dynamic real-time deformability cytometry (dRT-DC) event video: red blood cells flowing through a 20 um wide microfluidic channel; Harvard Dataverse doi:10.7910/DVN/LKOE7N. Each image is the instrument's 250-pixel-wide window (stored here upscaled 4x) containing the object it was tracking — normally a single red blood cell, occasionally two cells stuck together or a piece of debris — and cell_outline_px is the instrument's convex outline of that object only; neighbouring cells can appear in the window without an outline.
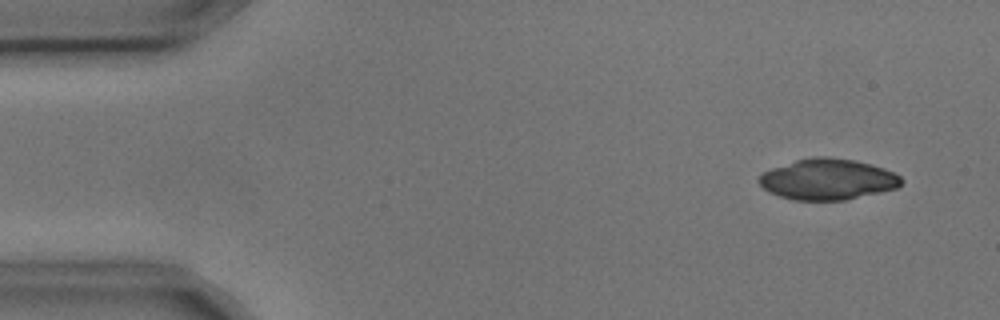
{"species": "common noctule bat (a hibernating species)", "species_latin": "Nyctalus noctula", "temperature_condition": "cold", "stored_images_in_passage": 4, "camera_frame_rate_fps": 3000, "um_per_image_px": 0.085, "animal": {"sex": "male", "body_mass_g": 17.9, "forearm_length_mm": 54.2}, "frame": {"image": 1, "passage_image": 1, "time_ms": 0.0, "image_size_px": [1000, 320], "cell_outline_px": [[904, 180], [896, 188], [880, 192], [844, 200], [792, 200], [768, 192], [756, 180], [764, 172], [772, 168], [796, 160], [812, 156], [828, 156], [856, 160], [872, 164], [884, 168], [900, 176]], "centroid_in_image_um": [70.35, 15.23], "position_along_channel_um": 14.7, "area_um2": 33.99}}